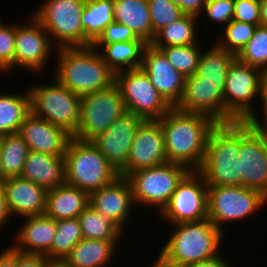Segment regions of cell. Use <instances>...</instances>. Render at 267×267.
<instances>
[{"instance_id": "51", "label": "cell", "mask_w": 267, "mask_h": 267, "mask_svg": "<svg viewBox=\"0 0 267 267\" xmlns=\"http://www.w3.org/2000/svg\"><path fill=\"white\" fill-rule=\"evenodd\" d=\"M260 25L267 27V0H260Z\"/></svg>"}, {"instance_id": "49", "label": "cell", "mask_w": 267, "mask_h": 267, "mask_svg": "<svg viewBox=\"0 0 267 267\" xmlns=\"http://www.w3.org/2000/svg\"><path fill=\"white\" fill-rule=\"evenodd\" d=\"M259 107L261 118L267 112V68L261 71Z\"/></svg>"}, {"instance_id": "47", "label": "cell", "mask_w": 267, "mask_h": 267, "mask_svg": "<svg viewBox=\"0 0 267 267\" xmlns=\"http://www.w3.org/2000/svg\"><path fill=\"white\" fill-rule=\"evenodd\" d=\"M6 246L0 251V267H17V250L8 242Z\"/></svg>"}, {"instance_id": "6", "label": "cell", "mask_w": 267, "mask_h": 267, "mask_svg": "<svg viewBox=\"0 0 267 267\" xmlns=\"http://www.w3.org/2000/svg\"><path fill=\"white\" fill-rule=\"evenodd\" d=\"M261 71L237 58L229 65L224 87L225 123L260 119Z\"/></svg>"}, {"instance_id": "39", "label": "cell", "mask_w": 267, "mask_h": 267, "mask_svg": "<svg viewBox=\"0 0 267 267\" xmlns=\"http://www.w3.org/2000/svg\"><path fill=\"white\" fill-rule=\"evenodd\" d=\"M0 19V76L14 74L16 22Z\"/></svg>"}, {"instance_id": "2", "label": "cell", "mask_w": 267, "mask_h": 267, "mask_svg": "<svg viewBox=\"0 0 267 267\" xmlns=\"http://www.w3.org/2000/svg\"><path fill=\"white\" fill-rule=\"evenodd\" d=\"M54 60L51 77L80 96L108 88L115 82V73L93 46L58 48Z\"/></svg>"}, {"instance_id": "28", "label": "cell", "mask_w": 267, "mask_h": 267, "mask_svg": "<svg viewBox=\"0 0 267 267\" xmlns=\"http://www.w3.org/2000/svg\"><path fill=\"white\" fill-rule=\"evenodd\" d=\"M147 44L144 40H132L92 46L98 50L103 61L116 74L124 70L141 68L142 54Z\"/></svg>"}, {"instance_id": "25", "label": "cell", "mask_w": 267, "mask_h": 267, "mask_svg": "<svg viewBox=\"0 0 267 267\" xmlns=\"http://www.w3.org/2000/svg\"><path fill=\"white\" fill-rule=\"evenodd\" d=\"M46 190L66 183L64 156L29 151L20 176Z\"/></svg>"}, {"instance_id": "35", "label": "cell", "mask_w": 267, "mask_h": 267, "mask_svg": "<svg viewBox=\"0 0 267 267\" xmlns=\"http://www.w3.org/2000/svg\"><path fill=\"white\" fill-rule=\"evenodd\" d=\"M82 239L81 226L77 218L56 220V234L50 250L45 255L52 261H62Z\"/></svg>"}, {"instance_id": "24", "label": "cell", "mask_w": 267, "mask_h": 267, "mask_svg": "<svg viewBox=\"0 0 267 267\" xmlns=\"http://www.w3.org/2000/svg\"><path fill=\"white\" fill-rule=\"evenodd\" d=\"M120 243L122 245V241L83 238L61 262L67 267H110L119 256Z\"/></svg>"}, {"instance_id": "53", "label": "cell", "mask_w": 267, "mask_h": 267, "mask_svg": "<svg viewBox=\"0 0 267 267\" xmlns=\"http://www.w3.org/2000/svg\"><path fill=\"white\" fill-rule=\"evenodd\" d=\"M49 267H67L61 261H53Z\"/></svg>"}, {"instance_id": "21", "label": "cell", "mask_w": 267, "mask_h": 267, "mask_svg": "<svg viewBox=\"0 0 267 267\" xmlns=\"http://www.w3.org/2000/svg\"><path fill=\"white\" fill-rule=\"evenodd\" d=\"M6 202L12 218L21 219L29 216L44 215L46 211L47 190L21 177L2 180Z\"/></svg>"}, {"instance_id": "9", "label": "cell", "mask_w": 267, "mask_h": 267, "mask_svg": "<svg viewBox=\"0 0 267 267\" xmlns=\"http://www.w3.org/2000/svg\"><path fill=\"white\" fill-rule=\"evenodd\" d=\"M188 172L183 165L166 162L129 173L126 178L130 183L137 209L138 206H145L150 211L153 208L158 215L167 205L177 184Z\"/></svg>"}, {"instance_id": "14", "label": "cell", "mask_w": 267, "mask_h": 267, "mask_svg": "<svg viewBox=\"0 0 267 267\" xmlns=\"http://www.w3.org/2000/svg\"><path fill=\"white\" fill-rule=\"evenodd\" d=\"M115 83L126 110L144 120H159L172 108L142 68L117 72Z\"/></svg>"}, {"instance_id": "32", "label": "cell", "mask_w": 267, "mask_h": 267, "mask_svg": "<svg viewBox=\"0 0 267 267\" xmlns=\"http://www.w3.org/2000/svg\"><path fill=\"white\" fill-rule=\"evenodd\" d=\"M210 43L203 48L194 75L201 82L225 83L228 67L236 56L220 48L213 40Z\"/></svg>"}, {"instance_id": "34", "label": "cell", "mask_w": 267, "mask_h": 267, "mask_svg": "<svg viewBox=\"0 0 267 267\" xmlns=\"http://www.w3.org/2000/svg\"><path fill=\"white\" fill-rule=\"evenodd\" d=\"M84 239L123 241L125 234L90 204L77 217Z\"/></svg>"}, {"instance_id": "29", "label": "cell", "mask_w": 267, "mask_h": 267, "mask_svg": "<svg viewBox=\"0 0 267 267\" xmlns=\"http://www.w3.org/2000/svg\"><path fill=\"white\" fill-rule=\"evenodd\" d=\"M0 91V136L18 133L24 118L30 112V95L27 88L7 92ZM12 93H11V92Z\"/></svg>"}, {"instance_id": "11", "label": "cell", "mask_w": 267, "mask_h": 267, "mask_svg": "<svg viewBox=\"0 0 267 267\" xmlns=\"http://www.w3.org/2000/svg\"><path fill=\"white\" fill-rule=\"evenodd\" d=\"M125 112L124 99L115 82L108 88L82 95L79 126L71 137L91 141Z\"/></svg>"}, {"instance_id": "17", "label": "cell", "mask_w": 267, "mask_h": 267, "mask_svg": "<svg viewBox=\"0 0 267 267\" xmlns=\"http://www.w3.org/2000/svg\"><path fill=\"white\" fill-rule=\"evenodd\" d=\"M167 162L163 129L158 120H144L138 127L130 148L127 164L120 176Z\"/></svg>"}, {"instance_id": "36", "label": "cell", "mask_w": 267, "mask_h": 267, "mask_svg": "<svg viewBox=\"0 0 267 267\" xmlns=\"http://www.w3.org/2000/svg\"><path fill=\"white\" fill-rule=\"evenodd\" d=\"M202 38L196 44L155 48L160 49L175 69L187 78L197 72L199 57L202 48H205L203 43L205 38L203 36Z\"/></svg>"}, {"instance_id": "22", "label": "cell", "mask_w": 267, "mask_h": 267, "mask_svg": "<svg viewBox=\"0 0 267 267\" xmlns=\"http://www.w3.org/2000/svg\"><path fill=\"white\" fill-rule=\"evenodd\" d=\"M18 134L31 151L54 156H64L66 145L71 138L63 128L35 116L31 111L24 118Z\"/></svg>"}, {"instance_id": "37", "label": "cell", "mask_w": 267, "mask_h": 267, "mask_svg": "<svg viewBox=\"0 0 267 267\" xmlns=\"http://www.w3.org/2000/svg\"><path fill=\"white\" fill-rule=\"evenodd\" d=\"M259 25L248 24L231 20L221 31L219 35L214 34L215 43L228 52L237 56L245 45L250 41Z\"/></svg>"}, {"instance_id": "52", "label": "cell", "mask_w": 267, "mask_h": 267, "mask_svg": "<svg viewBox=\"0 0 267 267\" xmlns=\"http://www.w3.org/2000/svg\"><path fill=\"white\" fill-rule=\"evenodd\" d=\"M258 122L267 130V112L258 120Z\"/></svg>"}, {"instance_id": "30", "label": "cell", "mask_w": 267, "mask_h": 267, "mask_svg": "<svg viewBox=\"0 0 267 267\" xmlns=\"http://www.w3.org/2000/svg\"><path fill=\"white\" fill-rule=\"evenodd\" d=\"M198 19L197 16L185 14L180 19L160 29L150 44L154 47H169L198 43L201 40V34L204 35V33L199 32L201 27H199Z\"/></svg>"}, {"instance_id": "44", "label": "cell", "mask_w": 267, "mask_h": 267, "mask_svg": "<svg viewBox=\"0 0 267 267\" xmlns=\"http://www.w3.org/2000/svg\"><path fill=\"white\" fill-rule=\"evenodd\" d=\"M53 261L44 254L17 251V267H49Z\"/></svg>"}, {"instance_id": "19", "label": "cell", "mask_w": 267, "mask_h": 267, "mask_svg": "<svg viewBox=\"0 0 267 267\" xmlns=\"http://www.w3.org/2000/svg\"><path fill=\"white\" fill-rule=\"evenodd\" d=\"M225 83L201 82L195 75L185 79L181 100L175 106L185 113H200L216 123H225Z\"/></svg>"}, {"instance_id": "26", "label": "cell", "mask_w": 267, "mask_h": 267, "mask_svg": "<svg viewBox=\"0 0 267 267\" xmlns=\"http://www.w3.org/2000/svg\"><path fill=\"white\" fill-rule=\"evenodd\" d=\"M89 205V194L67 183L47 190L45 215L54 220L77 218Z\"/></svg>"}, {"instance_id": "3", "label": "cell", "mask_w": 267, "mask_h": 267, "mask_svg": "<svg viewBox=\"0 0 267 267\" xmlns=\"http://www.w3.org/2000/svg\"><path fill=\"white\" fill-rule=\"evenodd\" d=\"M168 237L158 249L168 261L187 265L211 259L224 252L225 235L208 218L198 222H182L170 227Z\"/></svg>"}, {"instance_id": "10", "label": "cell", "mask_w": 267, "mask_h": 267, "mask_svg": "<svg viewBox=\"0 0 267 267\" xmlns=\"http://www.w3.org/2000/svg\"><path fill=\"white\" fill-rule=\"evenodd\" d=\"M85 0H44L32 15L42 24L57 48L84 47L81 25Z\"/></svg>"}, {"instance_id": "40", "label": "cell", "mask_w": 267, "mask_h": 267, "mask_svg": "<svg viewBox=\"0 0 267 267\" xmlns=\"http://www.w3.org/2000/svg\"><path fill=\"white\" fill-rule=\"evenodd\" d=\"M150 9V18L153 28V39L155 34L170 23L185 15L182 9L170 0H147Z\"/></svg>"}, {"instance_id": "27", "label": "cell", "mask_w": 267, "mask_h": 267, "mask_svg": "<svg viewBox=\"0 0 267 267\" xmlns=\"http://www.w3.org/2000/svg\"><path fill=\"white\" fill-rule=\"evenodd\" d=\"M115 21L126 25L135 34L150 44L153 28L147 0H114Z\"/></svg>"}, {"instance_id": "5", "label": "cell", "mask_w": 267, "mask_h": 267, "mask_svg": "<svg viewBox=\"0 0 267 267\" xmlns=\"http://www.w3.org/2000/svg\"><path fill=\"white\" fill-rule=\"evenodd\" d=\"M64 162L66 183L88 194L120 176L90 141L71 137L65 148Z\"/></svg>"}, {"instance_id": "33", "label": "cell", "mask_w": 267, "mask_h": 267, "mask_svg": "<svg viewBox=\"0 0 267 267\" xmlns=\"http://www.w3.org/2000/svg\"><path fill=\"white\" fill-rule=\"evenodd\" d=\"M29 151V146L18 133L0 136V182L21 176Z\"/></svg>"}, {"instance_id": "45", "label": "cell", "mask_w": 267, "mask_h": 267, "mask_svg": "<svg viewBox=\"0 0 267 267\" xmlns=\"http://www.w3.org/2000/svg\"><path fill=\"white\" fill-rule=\"evenodd\" d=\"M173 4L178 5L185 14L200 16L204 3L203 0H170Z\"/></svg>"}, {"instance_id": "20", "label": "cell", "mask_w": 267, "mask_h": 267, "mask_svg": "<svg viewBox=\"0 0 267 267\" xmlns=\"http://www.w3.org/2000/svg\"><path fill=\"white\" fill-rule=\"evenodd\" d=\"M141 68L165 100L175 107L182 98L186 78L175 69L160 49L151 44L144 48Z\"/></svg>"}, {"instance_id": "15", "label": "cell", "mask_w": 267, "mask_h": 267, "mask_svg": "<svg viewBox=\"0 0 267 267\" xmlns=\"http://www.w3.org/2000/svg\"><path fill=\"white\" fill-rule=\"evenodd\" d=\"M26 17L28 21H23L25 23L16 22L14 72L27 70L40 76L50 66L48 61L55 58L52 56L58 48L31 12Z\"/></svg>"}, {"instance_id": "50", "label": "cell", "mask_w": 267, "mask_h": 267, "mask_svg": "<svg viewBox=\"0 0 267 267\" xmlns=\"http://www.w3.org/2000/svg\"><path fill=\"white\" fill-rule=\"evenodd\" d=\"M158 255V256H157ZM155 255V259L153 260V263L149 264L151 266L149 267H182L179 264L173 263L168 261L163 255H161L159 252Z\"/></svg>"}, {"instance_id": "48", "label": "cell", "mask_w": 267, "mask_h": 267, "mask_svg": "<svg viewBox=\"0 0 267 267\" xmlns=\"http://www.w3.org/2000/svg\"><path fill=\"white\" fill-rule=\"evenodd\" d=\"M10 220L13 221V218L9 212L8 205L6 202L5 192L0 183V233L3 232L4 228H6L7 226H10V225H7L9 224Z\"/></svg>"}, {"instance_id": "31", "label": "cell", "mask_w": 267, "mask_h": 267, "mask_svg": "<svg viewBox=\"0 0 267 267\" xmlns=\"http://www.w3.org/2000/svg\"><path fill=\"white\" fill-rule=\"evenodd\" d=\"M114 18V0H85L81 25L84 31V47L92 44Z\"/></svg>"}, {"instance_id": "42", "label": "cell", "mask_w": 267, "mask_h": 267, "mask_svg": "<svg viewBox=\"0 0 267 267\" xmlns=\"http://www.w3.org/2000/svg\"><path fill=\"white\" fill-rule=\"evenodd\" d=\"M132 40H143L126 25L116 21L110 23L92 45H105L113 42H129Z\"/></svg>"}, {"instance_id": "41", "label": "cell", "mask_w": 267, "mask_h": 267, "mask_svg": "<svg viewBox=\"0 0 267 267\" xmlns=\"http://www.w3.org/2000/svg\"><path fill=\"white\" fill-rule=\"evenodd\" d=\"M233 14L234 0H216L205 4L202 13L200 14V16H198L199 25H201L202 28L204 27L203 29H200V31L207 30L205 29V27L210 24L213 27L212 23H215V26L217 25V28L221 27L220 29H223L232 20ZM203 19L212 22L208 24L209 21H207L206 23V21H203ZM204 22L206 23V25L204 24ZM202 24H204V26H202Z\"/></svg>"}, {"instance_id": "13", "label": "cell", "mask_w": 267, "mask_h": 267, "mask_svg": "<svg viewBox=\"0 0 267 267\" xmlns=\"http://www.w3.org/2000/svg\"><path fill=\"white\" fill-rule=\"evenodd\" d=\"M208 186L198 171H189L177 184L167 205L158 214L163 226L198 222L208 218Z\"/></svg>"}, {"instance_id": "23", "label": "cell", "mask_w": 267, "mask_h": 267, "mask_svg": "<svg viewBox=\"0 0 267 267\" xmlns=\"http://www.w3.org/2000/svg\"><path fill=\"white\" fill-rule=\"evenodd\" d=\"M21 219H18L22 222L13 234V241L10 245L23 253L45 255L50 250L56 234V220L45 214Z\"/></svg>"}, {"instance_id": "54", "label": "cell", "mask_w": 267, "mask_h": 267, "mask_svg": "<svg viewBox=\"0 0 267 267\" xmlns=\"http://www.w3.org/2000/svg\"><path fill=\"white\" fill-rule=\"evenodd\" d=\"M213 1H216V0H203V3L205 5V4L210 3V2H213Z\"/></svg>"}, {"instance_id": "8", "label": "cell", "mask_w": 267, "mask_h": 267, "mask_svg": "<svg viewBox=\"0 0 267 267\" xmlns=\"http://www.w3.org/2000/svg\"><path fill=\"white\" fill-rule=\"evenodd\" d=\"M52 82L29 83L30 111L38 117L63 128L71 136L77 131L81 96L60 84Z\"/></svg>"}, {"instance_id": "43", "label": "cell", "mask_w": 267, "mask_h": 267, "mask_svg": "<svg viewBox=\"0 0 267 267\" xmlns=\"http://www.w3.org/2000/svg\"><path fill=\"white\" fill-rule=\"evenodd\" d=\"M233 20L260 25V0H234Z\"/></svg>"}, {"instance_id": "12", "label": "cell", "mask_w": 267, "mask_h": 267, "mask_svg": "<svg viewBox=\"0 0 267 267\" xmlns=\"http://www.w3.org/2000/svg\"><path fill=\"white\" fill-rule=\"evenodd\" d=\"M240 186L267 196V130L258 121H239Z\"/></svg>"}, {"instance_id": "4", "label": "cell", "mask_w": 267, "mask_h": 267, "mask_svg": "<svg viewBox=\"0 0 267 267\" xmlns=\"http://www.w3.org/2000/svg\"><path fill=\"white\" fill-rule=\"evenodd\" d=\"M198 172L207 186H240L239 121L217 123L210 130Z\"/></svg>"}, {"instance_id": "46", "label": "cell", "mask_w": 267, "mask_h": 267, "mask_svg": "<svg viewBox=\"0 0 267 267\" xmlns=\"http://www.w3.org/2000/svg\"><path fill=\"white\" fill-rule=\"evenodd\" d=\"M227 255L228 254L225 255L224 253L221 252L220 254H218L217 256L211 259L200 261L194 264H190V265H187L186 267H233L235 264H233V261L229 262L230 259H227L226 257Z\"/></svg>"}, {"instance_id": "38", "label": "cell", "mask_w": 267, "mask_h": 267, "mask_svg": "<svg viewBox=\"0 0 267 267\" xmlns=\"http://www.w3.org/2000/svg\"><path fill=\"white\" fill-rule=\"evenodd\" d=\"M236 58L260 70L267 68V27L257 26L254 35Z\"/></svg>"}, {"instance_id": "18", "label": "cell", "mask_w": 267, "mask_h": 267, "mask_svg": "<svg viewBox=\"0 0 267 267\" xmlns=\"http://www.w3.org/2000/svg\"><path fill=\"white\" fill-rule=\"evenodd\" d=\"M143 121L141 117L127 111L90 142L119 172L127 164L133 138Z\"/></svg>"}, {"instance_id": "7", "label": "cell", "mask_w": 267, "mask_h": 267, "mask_svg": "<svg viewBox=\"0 0 267 267\" xmlns=\"http://www.w3.org/2000/svg\"><path fill=\"white\" fill-rule=\"evenodd\" d=\"M207 202L208 219L226 235V226L260 214L267 207V196L243 186H208Z\"/></svg>"}, {"instance_id": "1", "label": "cell", "mask_w": 267, "mask_h": 267, "mask_svg": "<svg viewBox=\"0 0 267 267\" xmlns=\"http://www.w3.org/2000/svg\"><path fill=\"white\" fill-rule=\"evenodd\" d=\"M163 129L167 162L198 171L205 157L207 138L217 124L200 113H185L172 107L158 120Z\"/></svg>"}, {"instance_id": "16", "label": "cell", "mask_w": 267, "mask_h": 267, "mask_svg": "<svg viewBox=\"0 0 267 267\" xmlns=\"http://www.w3.org/2000/svg\"><path fill=\"white\" fill-rule=\"evenodd\" d=\"M89 204L105 218L110 219L125 235L137 209L129 181L118 176L110 184L89 194ZM135 209V210H134ZM126 227V228H125Z\"/></svg>"}]
</instances>
